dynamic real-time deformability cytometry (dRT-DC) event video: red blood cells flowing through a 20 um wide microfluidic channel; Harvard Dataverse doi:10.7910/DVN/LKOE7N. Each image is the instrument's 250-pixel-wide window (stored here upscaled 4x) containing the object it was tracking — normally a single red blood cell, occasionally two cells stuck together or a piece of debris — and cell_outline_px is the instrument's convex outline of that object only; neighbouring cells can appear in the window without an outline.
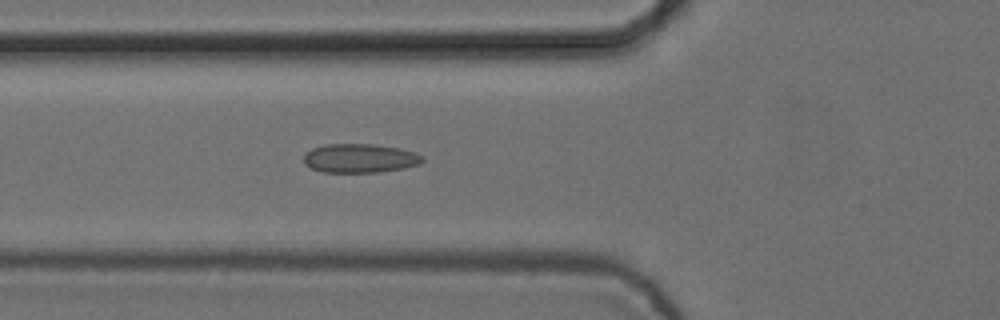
{"species": "common noctule bat (a hibernating species)", "species_latin": "Nyctalus noctula", "temperature_condition": "cold", "stored_images_in_passage": 5, "camera_frame_rate_fps": 3000, "um_per_image_px": 0.085, "animal": {"sex": "female", "body_mass_g": 24.6, "forearm_length_mm": 56.2}, "frame": {"image": 1, "passage_image": 5, "time_ms": 1.333, "image_size_px": [1000, 320], "cell_outline_px": [[424, 160], [420, 164], [404, 168], [380, 172], [320, 172], [304, 164], [304, 156], [312, 148], [324, 144], [376, 144], [400, 148], [424, 156]], "centroid_in_image_um": [30.6, 13.45], "position_along_channel_um": 95.2, "area_um2": 20.11}}